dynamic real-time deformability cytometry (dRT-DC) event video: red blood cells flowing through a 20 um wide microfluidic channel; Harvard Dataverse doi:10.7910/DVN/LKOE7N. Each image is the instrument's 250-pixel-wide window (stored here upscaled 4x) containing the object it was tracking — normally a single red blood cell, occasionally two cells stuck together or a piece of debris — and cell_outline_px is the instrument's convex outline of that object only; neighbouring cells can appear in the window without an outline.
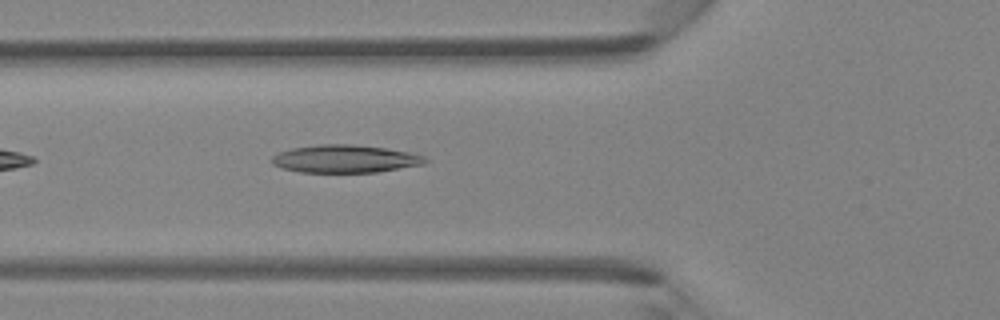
{"species": "Egyptian fruit bat (a non-hibernating species)", "species_latin": "Rousettus aegyptiacus", "temperature_condition": "room temperature", "stored_images_in_passage": 33, "camera_frame_rate_fps": 3000, "um_per_image_px": 0.085, "animal": {"sex": "female"}, "frame": {"image": 1, "passage_image": 4, "time_ms": 1.0, "image_size_px": [1000, 320], "cell_outline_px": [[428, 160], [424, 164], [376, 172], [300, 172], [280, 168], [272, 164], [272, 156], [280, 152], [292, 148], [316, 144], [352, 144], [384, 148], [408, 152], [424, 156]], "centroid_in_image_um": [29.3, 13.5], "position_along_channel_um": 96.5, "area_um2": 24.74}}
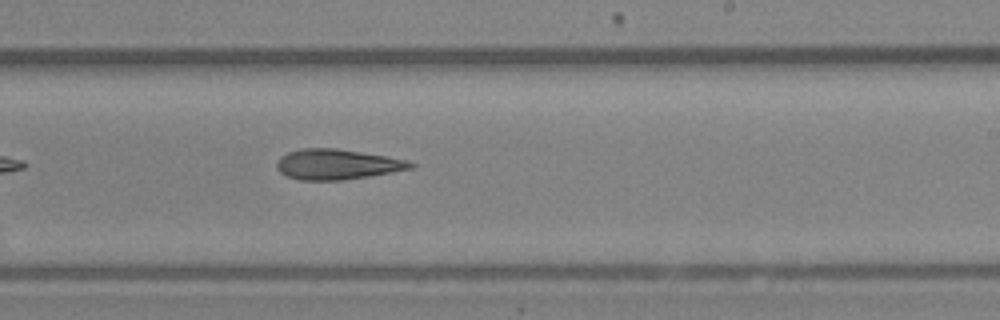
{"frame": {"image": 2, "passage_image": 15, "time_ms": 4.667, "image_size_px": [1000, 320], "cell_outline_px": [[416, 168], [368, 176], [340, 180], [300, 180], [284, 176], [276, 168], [276, 164], [280, 156], [288, 152], [304, 148], [336, 148], [408, 160], [416, 164]], "centroid_in_image_um": [28.64, 13.97], "position_along_channel_um": 260.4, "area_um2": 23.64}}
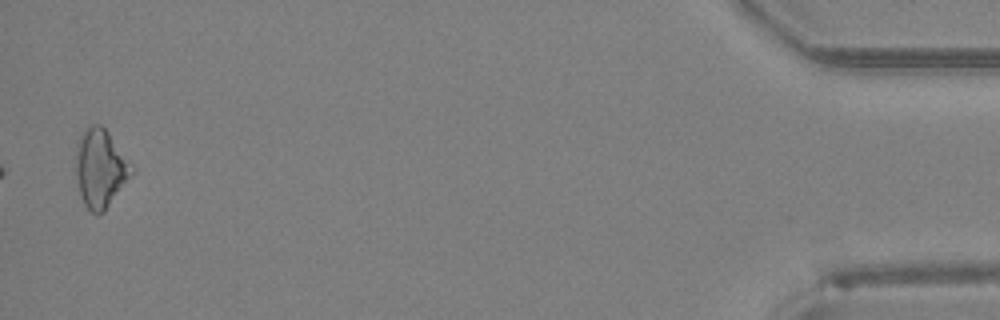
{"frame": {"image": 3, "passage_image": 32, "time_ms": 10.333, "image_size_px": [1000, 320], "cell_outline_px": [[132, 172], [104, 212], [96, 216], [84, 204], [80, 192], [76, 176], [76, 144], [84, 128], [92, 124], [100, 124], [108, 132], [132, 164]], "centroid_in_image_um": [8.5, 14.28], "position_along_channel_um": 426.7, "area_um2": 25.09}}